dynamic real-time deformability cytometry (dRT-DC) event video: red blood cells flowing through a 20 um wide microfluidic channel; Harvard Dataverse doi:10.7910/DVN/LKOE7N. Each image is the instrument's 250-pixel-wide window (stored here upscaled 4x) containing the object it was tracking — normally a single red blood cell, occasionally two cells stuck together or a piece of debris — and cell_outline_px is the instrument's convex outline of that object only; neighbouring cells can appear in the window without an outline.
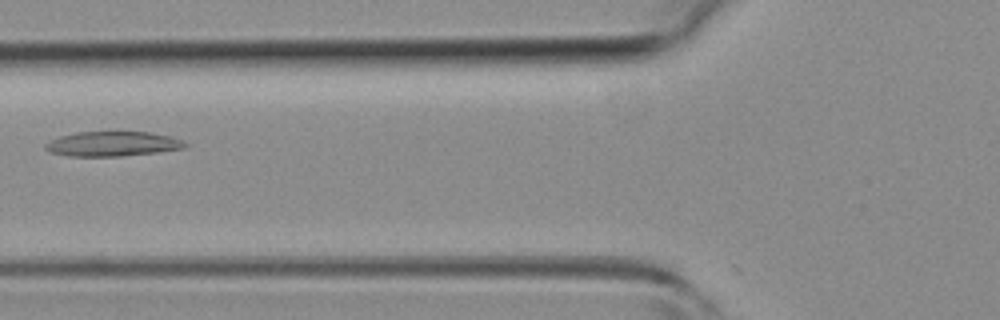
{"species": "common noctule bat (a hibernating species)", "species_latin": "Nyctalus noctula", "temperature_condition": "room temperature", "stored_images_in_passage": 4, "camera_frame_rate_fps": 3000, "um_per_image_px": 0.085, "animal": {"sex": "female", "body_mass_g": 19.3, "forearm_length_mm": 54.1}, "frame": {"image": 1, "passage_image": 4, "time_ms": 3.333, "image_size_px": [1000, 320], "cell_outline_px": [[188, 144], [184, 148], [156, 152], [120, 156], [68, 156], [52, 152], [44, 148], [44, 144], [60, 136], [76, 132], [116, 128], [148, 132], [172, 136], [184, 140]], "centroid_in_image_um": [9.6, 12.17], "position_along_channel_um": 116.2, "area_um2": 21.1}}